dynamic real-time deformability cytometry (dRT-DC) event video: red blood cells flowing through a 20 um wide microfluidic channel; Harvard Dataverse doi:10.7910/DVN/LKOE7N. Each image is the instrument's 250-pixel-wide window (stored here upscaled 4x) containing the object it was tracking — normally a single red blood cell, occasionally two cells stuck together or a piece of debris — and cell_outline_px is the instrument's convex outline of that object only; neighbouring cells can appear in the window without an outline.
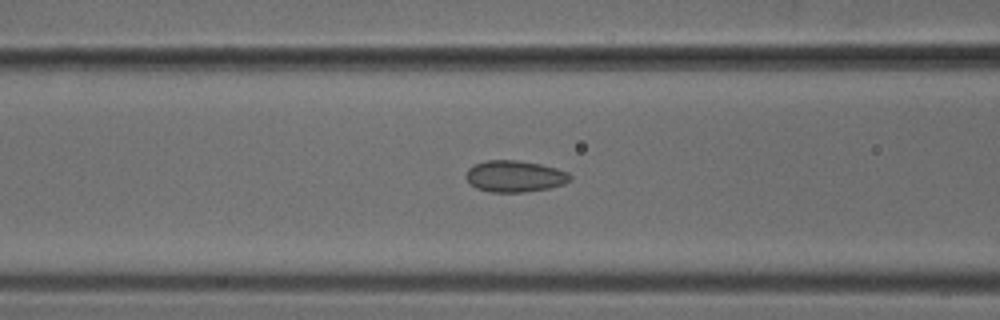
{"species": "common noctule bat (a hibernating species)", "species_latin": "Nyctalus noctula", "temperature_condition": "cold", "stored_images_in_passage": 34, "camera_frame_rate_fps": 3000, "um_per_image_px": 0.085, "animal": {"sex": "male", "body_mass_g": 18.8}, "frame": {"image": 1, "passage_image": 8, "time_ms": 2.333, "image_size_px": [1000, 320], "cell_outline_px": [[572, 180], [564, 184], [548, 188], [524, 192], [492, 192], [476, 188], [464, 176], [468, 168], [484, 160], [516, 160], [540, 164], [556, 168], [568, 172], [572, 176]], "centroid_in_image_um": [43.77, 14.98], "position_along_channel_um": 122.8, "area_um2": 19.13}}
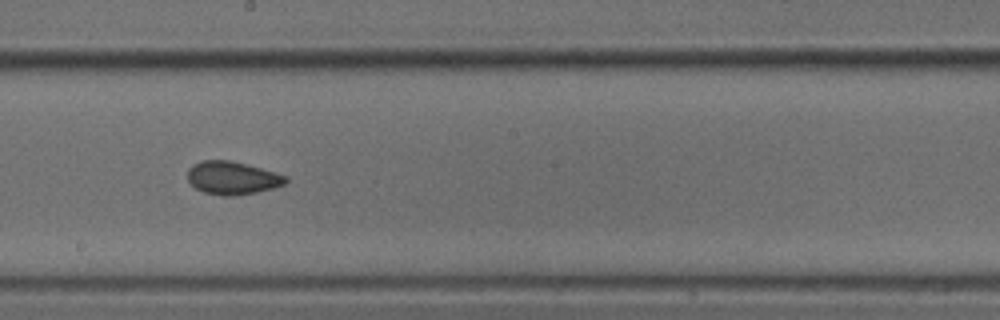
{"frame": {"image": 2, "passage_image": 16, "time_ms": 5.0, "image_size_px": [1000, 320], "cell_outline_px": [[288, 180], [284, 184], [272, 188], [256, 192], [232, 196], [224, 196], [204, 192], [196, 188], [188, 180], [188, 168], [192, 164], [200, 160], [228, 160], [248, 164], [276, 172], [288, 176]], "centroid_in_image_um": [19.75, 15.11], "position_along_channel_um": 228.5, "area_um2": 18.96}}
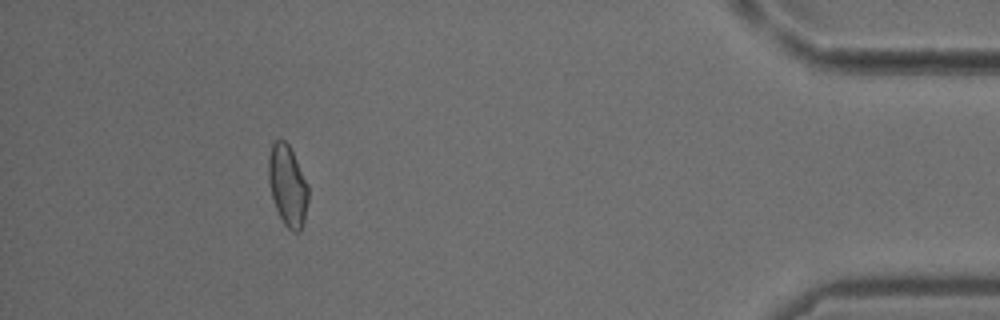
{"frame": {"image": 3, "passage_image": 34, "time_ms": 11.0, "image_size_px": [1000, 320], "cell_outline_px": [[308, 200], [304, 220], [300, 232], [292, 232], [284, 224], [276, 208], [272, 196], [268, 180], [268, 156], [272, 140], [284, 140], [288, 144], [308, 184]], "centroid_in_image_um": [24.43, 15.76], "position_along_channel_um": 410.8, "area_um2": 18.73}}